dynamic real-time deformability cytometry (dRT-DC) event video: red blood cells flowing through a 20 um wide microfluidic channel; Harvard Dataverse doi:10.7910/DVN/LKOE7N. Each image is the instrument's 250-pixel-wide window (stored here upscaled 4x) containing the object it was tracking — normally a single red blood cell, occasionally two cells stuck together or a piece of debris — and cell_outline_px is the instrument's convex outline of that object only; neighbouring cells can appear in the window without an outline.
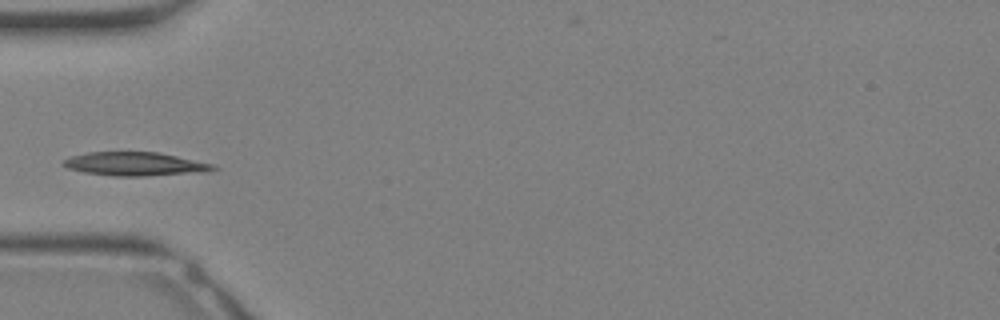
{"species": "Egyptian fruit bat (a non-hibernating species)", "species_latin": "Rousettus aegyptiacus", "temperature_condition": "warm", "stored_images_in_passage": 30, "camera_frame_rate_fps": 3000, "um_per_image_px": 0.085, "animal": {"sex": "female"}, "frame": {"image": 1, "passage_image": 7, "time_ms": 2.0, "image_size_px": [1000, 320], "cell_outline_px": [[220, 168], [208, 172], [144, 176], [112, 176], [84, 172], [68, 168], [60, 164], [64, 160], [72, 156], [88, 152], [160, 152], [216, 164]], "centroid_in_image_um": [11.56, 13.94], "position_along_channel_um": 73.4, "area_um2": 20.92}}
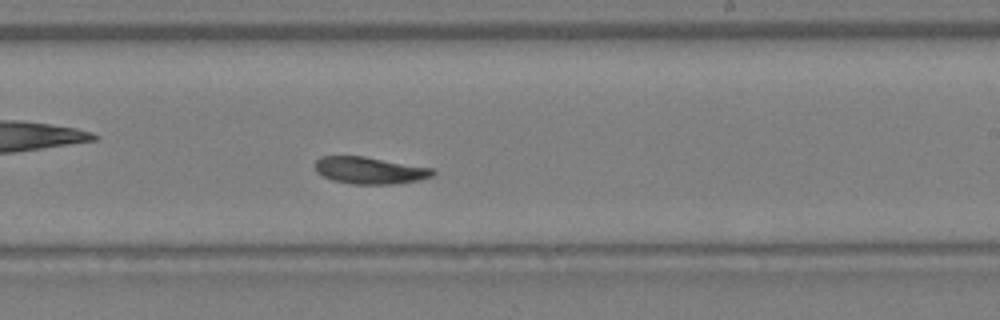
{"frame": {"image": 2, "passage_image": 16, "time_ms": 5.0, "image_size_px": [1000, 320], "cell_outline_px": [[436, 172], [432, 176], [420, 180], [392, 184], [352, 184], [332, 180], [316, 172], [316, 160], [320, 156], [364, 156], [432, 168]], "centroid_in_image_um": [31.43, 14.48], "position_along_channel_um": 257.6, "area_um2": 18.44}}
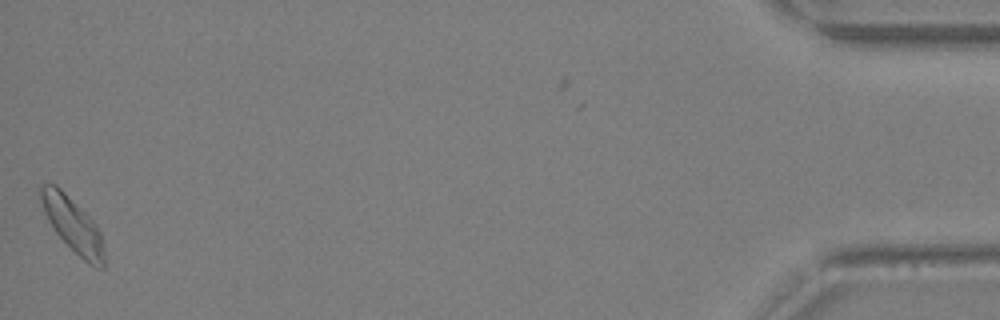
{"frame": {"image": 3, "passage_image": 29, "time_ms": 9.333, "image_size_px": [1000, 320], "cell_outline_px": [[104, 268], [96, 268], [88, 264], [56, 232], [48, 220], [44, 212], [36, 192], [40, 184], [56, 184], [96, 224], [100, 232], [104, 248]], "centroid_in_image_um": [6.15, 19.07], "position_along_channel_um": 429.1, "area_um2": 20.0}}